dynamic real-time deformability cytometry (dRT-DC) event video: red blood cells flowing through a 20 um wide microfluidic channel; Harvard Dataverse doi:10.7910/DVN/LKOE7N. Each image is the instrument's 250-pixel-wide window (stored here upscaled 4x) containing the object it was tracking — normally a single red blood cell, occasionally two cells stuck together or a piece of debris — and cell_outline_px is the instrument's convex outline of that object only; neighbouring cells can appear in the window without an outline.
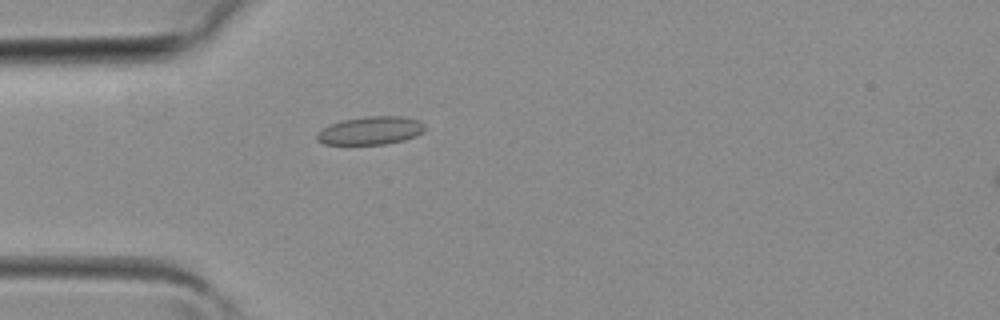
{"species": "common noctule bat (a hibernating species)", "species_latin": "Nyctalus noctula", "temperature_condition": "room temperature", "stored_images_in_passage": 1, "camera_frame_rate_fps": 3000, "um_per_image_px": 0.085, "animal": {"sex": "female", "body_mass_g": 19.3, "forearm_length_mm": 54.1}, "frame": {"image": 1, "passage_image": 1, "time_ms": 0.0, "image_size_px": [1000, 320], "cell_outline_px": [[424, 132], [416, 136], [404, 140], [384, 144], [324, 144], [316, 140], [316, 136], [324, 128], [332, 124], [344, 120], [368, 116], [400, 116], [420, 120], [424, 124]], "centroid_in_image_um": [31.55, 11.1], "position_along_channel_um": 53.5, "area_um2": 17.51}}